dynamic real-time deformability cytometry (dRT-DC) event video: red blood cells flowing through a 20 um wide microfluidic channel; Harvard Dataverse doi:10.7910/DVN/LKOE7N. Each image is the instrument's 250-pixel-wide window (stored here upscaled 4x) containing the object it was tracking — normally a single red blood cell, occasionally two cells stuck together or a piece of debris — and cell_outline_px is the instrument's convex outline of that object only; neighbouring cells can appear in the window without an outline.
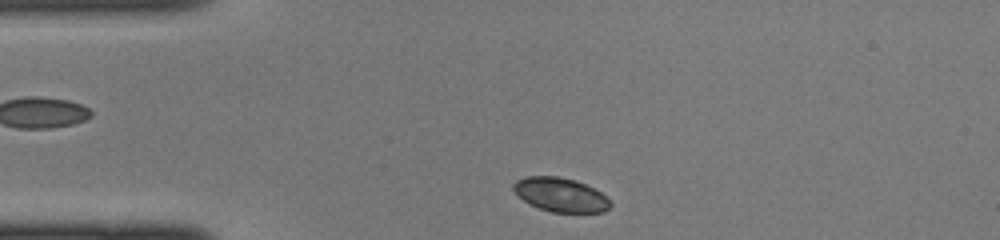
{"species": "common noctule bat (a hibernating species)", "species_latin": "Nyctalus noctula", "temperature_condition": "cold", "stored_images_in_passage": 36, "camera_frame_rate_fps": 3000, "um_per_image_px": 0.085, "animal": {"sex": "female", "body_mass_g": 22.0, "forearm_length_mm": 56.7}, "frame": {"image": 1, "passage_image": 1, "time_ms": 0.0, "image_size_px": [1000, 240], "cell_outline_px": [[612, 204], [604, 212], [552, 212], [528, 204], [512, 188], [512, 184], [516, 180], [524, 176], [556, 176], [576, 180], [600, 192]], "centroid_in_image_um": [47.61, 16.54], "position_along_channel_um": 37.4, "area_um2": 19.02}}
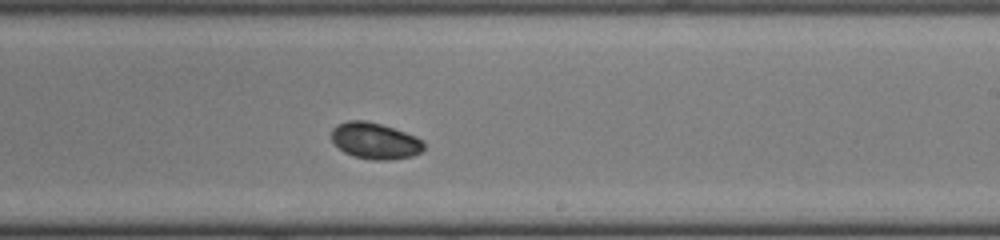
{"frame": {"image": 2, "passage_image": 18, "time_ms": 5.667, "image_size_px": [1000, 240], "cell_outline_px": [[424, 148], [420, 152], [412, 156], [388, 160], [372, 160], [352, 156], [344, 152], [332, 140], [332, 128], [336, 124], [348, 120], [368, 120], [416, 136], [424, 140]], "centroid_in_image_um": [31.87, 11.97], "position_along_channel_um": 257.1, "area_um2": 19.59}}
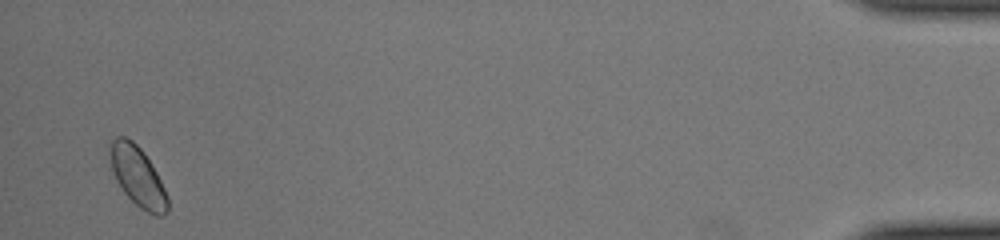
{"frame": {"image": 3, "passage_image": 35, "time_ms": 11.333, "image_size_px": [1000, 240], "cell_outline_px": [[168, 212], [164, 216], [156, 216], [140, 208], [124, 192], [116, 180], [108, 156], [108, 152], [112, 140], [116, 136], [124, 136], [132, 140], [144, 152], [156, 172], [168, 196]], "centroid_in_image_um": [11.7, 14.99], "position_along_channel_um": 423.5, "area_um2": 20.06}}